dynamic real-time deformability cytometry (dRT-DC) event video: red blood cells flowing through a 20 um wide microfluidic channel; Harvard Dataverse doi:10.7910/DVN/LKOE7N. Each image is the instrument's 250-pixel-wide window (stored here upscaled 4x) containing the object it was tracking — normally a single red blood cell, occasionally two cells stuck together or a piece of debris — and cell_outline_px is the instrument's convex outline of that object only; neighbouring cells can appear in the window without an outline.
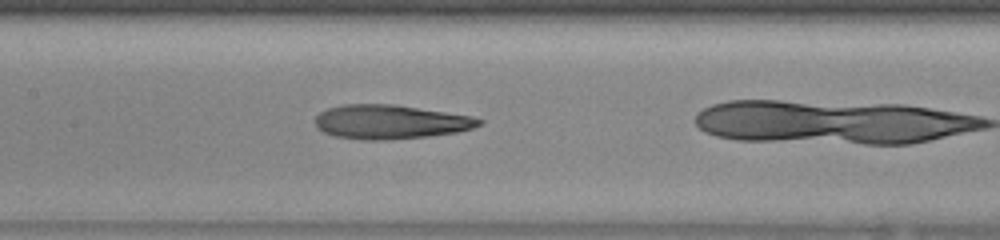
{"species": "human", "species_latin": "Homo sapiens", "temperature_condition": "warm", "stored_images_in_passage": 20, "camera_frame_rate_fps": 3000, "um_per_image_px": 0.085, "donor": {"sex": "female"}, "frame": {"image": 1, "passage_image": 6, "time_ms": 1.667, "image_size_px": [1000, 240], "cell_outline_px": [[484, 124], [472, 128], [456, 132], [428, 136], [384, 140], [360, 140], [332, 136], [316, 128], [316, 116], [320, 112], [328, 108], [344, 104], [392, 104], [472, 116], [484, 120]], "centroid_in_image_um": [33.16, 10.37], "position_along_channel_um": 174.2, "area_um2": 32.6}}